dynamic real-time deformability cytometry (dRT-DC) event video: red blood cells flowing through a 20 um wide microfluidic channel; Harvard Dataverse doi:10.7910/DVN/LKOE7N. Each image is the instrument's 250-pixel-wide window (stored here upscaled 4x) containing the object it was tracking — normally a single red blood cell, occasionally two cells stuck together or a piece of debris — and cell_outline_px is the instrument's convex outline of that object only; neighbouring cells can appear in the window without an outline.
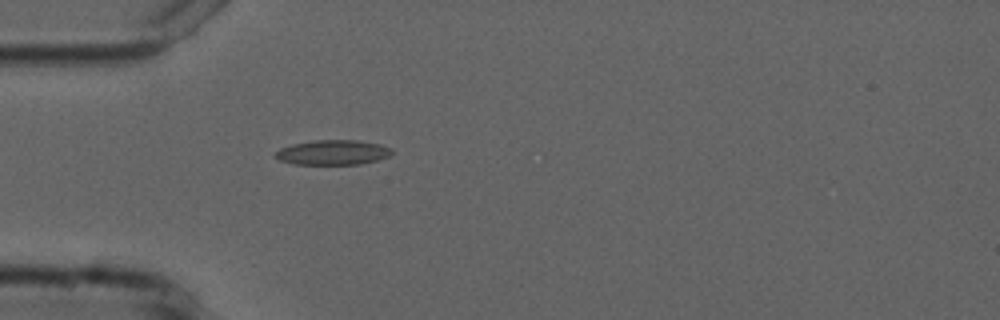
{"species": "common noctule bat (a hibernating species)", "species_latin": "Nyctalus noctula", "temperature_condition": "cold", "stored_images_in_passage": 4, "camera_frame_rate_fps": 3000, "um_per_image_px": 0.085, "animal": {"sex": "male", "forearm_length_mm": 52.5}, "frame": {"image": 1, "passage_image": 1, "time_ms": 0.0, "image_size_px": [1000, 320], "cell_outline_px": [[392, 152], [388, 156], [376, 160], [360, 164], [296, 164], [280, 160], [272, 156], [280, 148], [292, 144], [316, 140], [356, 140], [380, 144], [392, 148]], "centroid_in_image_um": [28.27, 12.95], "position_along_channel_um": 56.7, "area_um2": 16.76}}
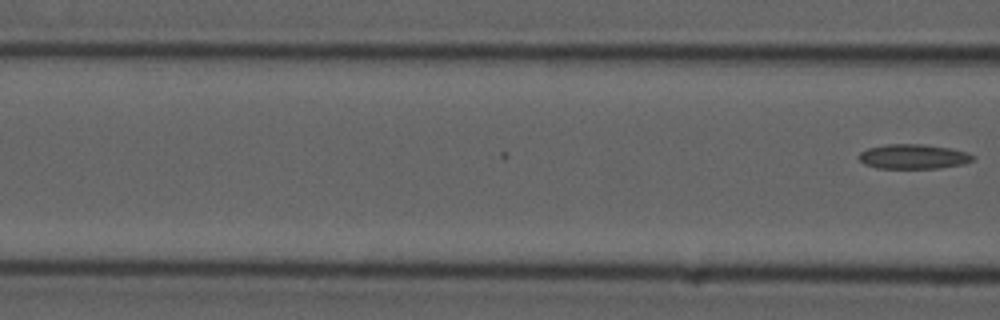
{"frame": {"image": 2, "passage_image": 4, "time_ms": 1.0, "image_size_px": [1000, 320], "cell_outline_px": [[976, 156], [972, 160], [964, 164], [940, 168], [876, 168], [864, 164], [856, 156], [860, 152], [868, 148], [888, 144], [920, 144], [948, 148], [968, 152]], "centroid_in_image_um": [77.62, 13.31], "position_along_channel_um": 89.0, "area_um2": 16.42}}